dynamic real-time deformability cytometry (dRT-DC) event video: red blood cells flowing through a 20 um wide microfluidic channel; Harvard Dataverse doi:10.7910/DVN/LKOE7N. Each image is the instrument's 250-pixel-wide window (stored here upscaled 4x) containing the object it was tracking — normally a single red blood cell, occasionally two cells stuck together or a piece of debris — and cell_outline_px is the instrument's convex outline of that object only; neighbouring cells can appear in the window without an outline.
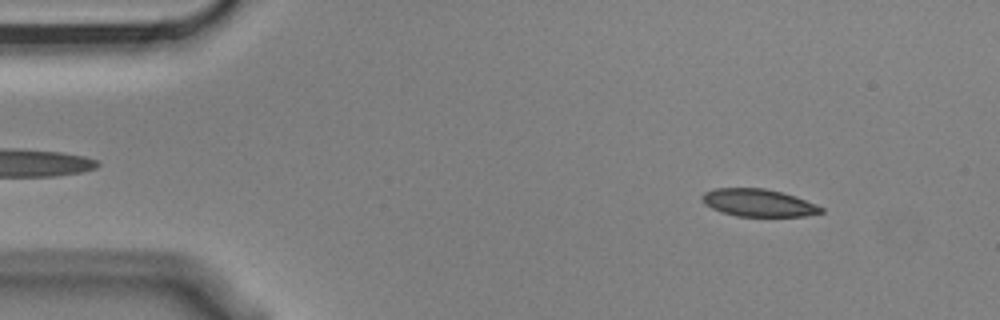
{"species": "Egyptian fruit bat (a non-hibernating species)", "species_latin": "Rousettus aegyptiacus", "temperature_condition": "cold", "stored_images_in_passage": 5, "camera_frame_rate_fps": 3000, "um_per_image_px": 0.085, "animal": {"sex": "male"}, "frame": {"image": 1, "passage_image": 1, "time_ms": 0.0, "image_size_px": [1000, 320], "cell_outline_px": [[824, 212], [804, 216], [736, 216], [712, 208], [704, 204], [700, 196], [704, 192], [716, 188], [764, 188], [780, 192], [816, 204], [824, 208]], "centroid_in_image_um": [64.43, 17.24], "position_along_channel_um": 20.6, "area_um2": 18.84}}
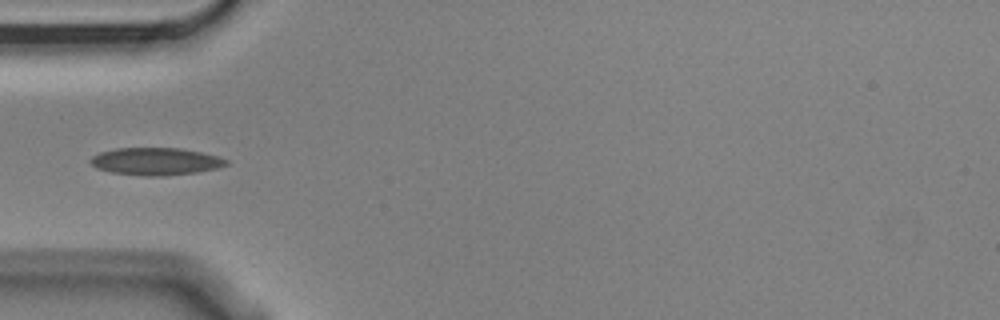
{"frame": {"image": 2, "passage_image": 4, "time_ms": 1.0, "image_size_px": [1000, 320], "cell_outline_px": [[228, 164], [216, 168], [196, 172], [160, 176], [144, 176], [112, 172], [96, 168], [88, 160], [92, 156], [100, 152], [116, 148], [180, 148], [200, 152], [216, 156], [228, 160]], "centroid_in_image_um": [13.2, 13.71], "position_along_channel_um": 71.8, "area_um2": 21.5}}
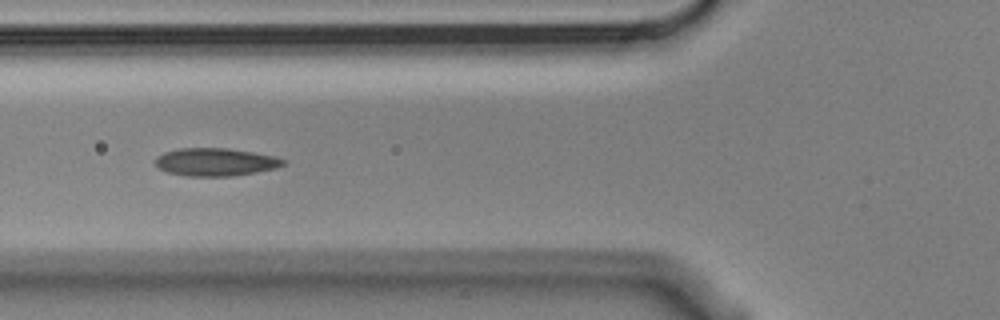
{"frame": {"image": 3, "passage_image": 5, "time_ms": 1.333, "image_size_px": [1000, 320], "cell_outline_px": [[284, 164], [276, 168], [256, 172], [232, 176], [188, 176], [168, 172], [160, 168], [156, 164], [156, 156], [164, 152], [180, 148], [224, 148], [252, 152], [272, 156], [284, 160]], "centroid_in_image_um": [18.29, 13.77], "position_along_channel_um": 107.5, "area_um2": 20.46}}